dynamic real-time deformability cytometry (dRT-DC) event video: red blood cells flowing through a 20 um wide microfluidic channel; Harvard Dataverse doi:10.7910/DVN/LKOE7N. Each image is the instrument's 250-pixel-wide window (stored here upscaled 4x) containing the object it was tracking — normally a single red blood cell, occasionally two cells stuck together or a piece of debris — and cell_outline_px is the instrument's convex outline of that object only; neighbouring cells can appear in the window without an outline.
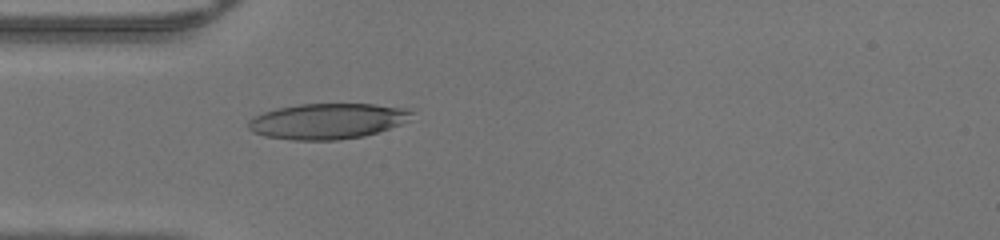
{"species": "human", "species_latin": "Homo sapiens", "temperature_condition": "warm", "stored_images_in_passage": 34, "camera_frame_rate_fps": 3000, "um_per_image_px": 0.085, "donor": {"sex": "male"}, "frame": {"image": 1, "passage_image": 1, "time_ms": 0.0, "image_size_px": [1000, 240], "cell_outline_px": [[412, 112], [408, 120], [400, 124], [364, 136], [336, 140], [292, 140], [264, 136], [252, 132], [248, 128], [248, 120], [264, 112], [276, 108], [300, 104], [376, 104], [412, 108]], "centroid_in_image_um": [27.83, 10.29], "position_along_channel_um": 57.2, "area_um2": 33.93}}
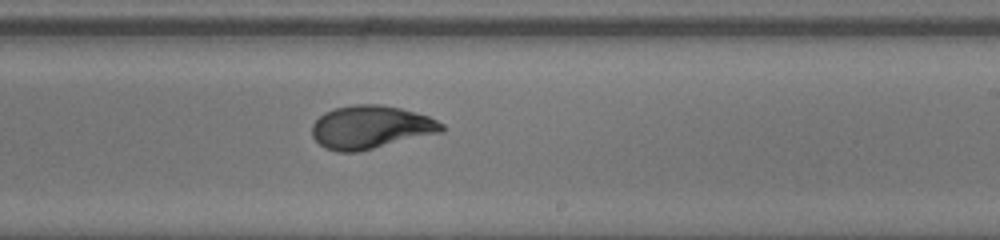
{"frame": {"image": 2, "passage_image": 15, "time_ms": 4.667, "image_size_px": [1000, 240], "cell_outline_px": [[444, 132], [360, 152], [336, 152], [324, 148], [312, 136], [312, 124], [324, 112], [336, 108], [352, 104], [380, 104], [400, 108], [428, 116], [444, 124]], "centroid_in_image_um": [31.52, 10.83], "position_along_channel_um": 257.5, "area_um2": 32.95}}
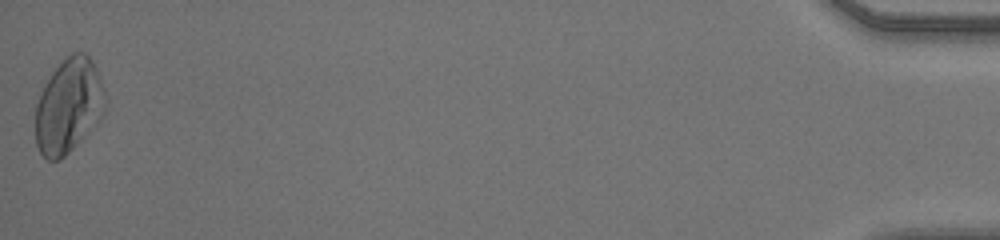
{"frame": {"image": 3, "passage_image": 34, "time_ms": 11.0, "image_size_px": [1000, 240], "cell_outline_px": [[104, 112], [100, 120], [60, 160], [48, 160], [40, 152], [36, 144], [36, 104], [44, 84], [52, 72], [72, 52], [84, 52], [92, 60], [96, 68], [104, 92]], "centroid_in_image_um": [5.82, 9.0], "position_along_channel_um": 429.4, "area_um2": 37.86}}